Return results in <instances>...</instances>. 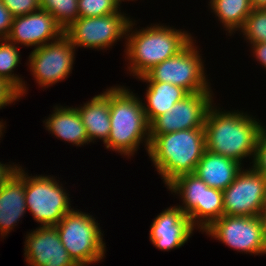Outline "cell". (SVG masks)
Wrapping results in <instances>:
<instances>
[{"label": "cell", "instance_id": "obj_16", "mask_svg": "<svg viewBox=\"0 0 266 266\" xmlns=\"http://www.w3.org/2000/svg\"><path fill=\"white\" fill-rule=\"evenodd\" d=\"M25 171L18 166L11 178L0 187V234L6 236L26 212ZM5 234V235H4Z\"/></svg>", "mask_w": 266, "mask_h": 266}, {"label": "cell", "instance_id": "obj_22", "mask_svg": "<svg viewBox=\"0 0 266 266\" xmlns=\"http://www.w3.org/2000/svg\"><path fill=\"white\" fill-rule=\"evenodd\" d=\"M209 3L215 16H218L229 33L241 30L246 18L254 9L250 0H210Z\"/></svg>", "mask_w": 266, "mask_h": 266}, {"label": "cell", "instance_id": "obj_6", "mask_svg": "<svg viewBox=\"0 0 266 266\" xmlns=\"http://www.w3.org/2000/svg\"><path fill=\"white\" fill-rule=\"evenodd\" d=\"M193 40L177 55L154 66L139 80L171 83L189 93L210 91L201 56Z\"/></svg>", "mask_w": 266, "mask_h": 266}, {"label": "cell", "instance_id": "obj_10", "mask_svg": "<svg viewBox=\"0 0 266 266\" xmlns=\"http://www.w3.org/2000/svg\"><path fill=\"white\" fill-rule=\"evenodd\" d=\"M266 177L254 167L241 169L223 190V215L260 216L265 205Z\"/></svg>", "mask_w": 266, "mask_h": 266}, {"label": "cell", "instance_id": "obj_14", "mask_svg": "<svg viewBox=\"0 0 266 266\" xmlns=\"http://www.w3.org/2000/svg\"><path fill=\"white\" fill-rule=\"evenodd\" d=\"M64 29L53 16L42 9L35 12L13 17L11 31L6 38L10 43L38 48L59 39Z\"/></svg>", "mask_w": 266, "mask_h": 266}, {"label": "cell", "instance_id": "obj_24", "mask_svg": "<svg viewBox=\"0 0 266 266\" xmlns=\"http://www.w3.org/2000/svg\"><path fill=\"white\" fill-rule=\"evenodd\" d=\"M17 48L16 44L10 43L7 39H0V78L9 82L21 97L26 92L25 82L12 73L20 63V53Z\"/></svg>", "mask_w": 266, "mask_h": 266}, {"label": "cell", "instance_id": "obj_8", "mask_svg": "<svg viewBox=\"0 0 266 266\" xmlns=\"http://www.w3.org/2000/svg\"><path fill=\"white\" fill-rule=\"evenodd\" d=\"M203 232L239 252L266 254L263 223L260 216L223 215Z\"/></svg>", "mask_w": 266, "mask_h": 266}, {"label": "cell", "instance_id": "obj_15", "mask_svg": "<svg viewBox=\"0 0 266 266\" xmlns=\"http://www.w3.org/2000/svg\"><path fill=\"white\" fill-rule=\"evenodd\" d=\"M190 218L178 206L165 209L157 215L150 227V241L161 250L183 246L193 233Z\"/></svg>", "mask_w": 266, "mask_h": 266}, {"label": "cell", "instance_id": "obj_25", "mask_svg": "<svg viewBox=\"0 0 266 266\" xmlns=\"http://www.w3.org/2000/svg\"><path fill=\"white\" fill-rule=\"evenodd\" d=\"M78 0H41L40 9L49 12L65 30L78 17Z\"/></svg>", "mask_w": 266, "mask_h": 266}, {"label": "cell", "instance_id": "obj_33", "mask_svg": "<svg viewBox=\"0 0 266 266\" xmlns=\"http://www.w3.org/2000/svg\"><path fill=\"white\" fill-rule=\"evenodd\" d=\"M251 45L253 46V54L256 56V59L266 68V42H259Z\"/></svg>", "mask_w": 266, "mask_h": 266}, {"label": "cell", "instance_id": "obj_11", "mask_svg": "<svg viewBox=\"0 0 266 266\" xmlns=\"http://www.w3.org/2000/svg\"><path fill=\"white\" fill-rule=\"evenodd\" d=\"M74 49L65 34L53 42L34 48L29 56V66L38 85L49 87L67 78L73 69Z\"/></svg>", "mask_w": 266, "mask_h": 266}, {"label": "cell", "instance_id": "obj_1", "mask_svg": "<svg viewBox=\"0 0 266 266\" xmlns=\"http://www.w3.org/2000/svg\"><path fill=\"white\" fill-rule=\"evenodd\" d=\"M243 112H223L210 106L205 119L206 150L223 155L241 164L253 156L263 126Z\"/></svg>", "mask_w": 266, "mask_h": 266}, {"label": "cell", "instance_id": "obj_21", "mask_svg": "<svg viewBox=\"0 0 266 266\" xmlns=\"http://www.w3.org/2000/svg\"><path fill=\"white\" fill-rule=\"evenodd\" d=\"M168 189L181 195L184 206L178 207L190 218L193 226H198V204H202L203 181L195 174H185L173 180Z\"/></svg>", "mask_w": 266, "mask_h": 266}, {"label": "cell", "instance_id": "obj_28", "mask_svg": "<svg viewBox=\"0 0 266 266\" xmlns=\"http://www.w3.org/2000/svg\"><path fill=\"white\" fill-rule=\"evenodd\" d=\"M13 17L26 15L40 9L36 0H0Z\"/></svg>", "mask_w": 266, "mask_h": 266}, {"label": "cell", "instance_id": "obj_31", "mask_svg": "<svg viewBox=\"0 0 266 266\" xmlns=\"http://www.w3.org/2000/svg\"><path fill=\"white\" fill-rule=\"evenodd\" d=\"M13 16L0 1V39H6L12 28Z\"/></svg>", "mask_w": 266, "mask_h": 266}, {"label": "cell", "instance_id": "obj_36", "mask_svg": "<svg viewBox=\"0 0 266 266\" xmlns=\"http://www.w3.org/2000/svg\"><path fill=\"white\" fill-rule=\"evenodd\" d=\"M2 128H4V125L2 124V122H0V137H1V135H2Z\"/></svg>", "mask_w": 266, "mask_h": 266}, {"label": "cell", "instance_id": "obj_9", "mask_svg": "<svg viewBox=\"0 0 266 266\" xmlns=\"http://www.w3.org/2000/svg\"><path fill=\"white\" fill-rule=\"evenodd\" d=\"M130 18L121 13L101 17H78L64 34L74 47L105 49L127 34Z\"/></svg>", "mask_w": 266, "mask_h": 266}, {"label": "cell", "instance_id": "obj_30", "mask_svg": "<svg viewBox=\"0 0 266 266\" xmlns=\"http://www.w3.org/2000/svg\"><path fill=\"white\" fill-rule=\"evenodd\" d=\"M19 98V92L5 79L0 78V109Z\"/></svg>", "mask_w": 266, "mask_h": 266}, {"label": "cell", "instance_id": "obj_17", "mask_svg": "<svg viewBox=\"0 0 266 266\" xmlns=\"http://www.w3.org/2000/svg\"><path fill=\"white\" fill-rule=\"evenodd\" d=\"M241 166L233 159L205 150L193 174L209 187L224 190L235 180Z\"/></svg>", "mask_w": 266, "mask_h": 266}, {"label": "cell", "instance_id": "obj_34", "mask_svg": "<svg viewBox=\"0 0 266 266\" xmlns=\"http://www.w3.org/2000/svg\"><path fill=\"white\" fill-rule=\"evenodd\" d=\"M253 8H266V0H250Z\"/></svg>", "mask_w": 266, "mask_h": 266}, {"label": "cell", "instance_id": "obj_37", "mask_svg": "<svg viewBox=\"0 0 266 266\" xmlns=\"http://www.w3.org/2000/svg\"><path fill=\"white\" fill-rule=\"evenodd\" d=\"M264 208H266V193H265V205H264Z\"/></svg>", "mask_w": 266, "mask_h": 266}, {"label": "cell", "instance_id": "obj_32", "mask_svg": "<svg viewBox=\"0 0 266 266\" xmlns=\"http://www.w3.org/2000/svg\"><path fill=\"white\" fill-rule=\"evenodd\" d=\"M18 166H7L6 164H2L0 162V187L3 186L11 176L16 172Z\"/></svg>", "mask_w": 266, "mask_h": 266}, {"label": "cell", "instance_id": "obj_2", "mask_svg": "<svg viewBox=\"0 0 266 266\" xmlns=\"http://www.w3.org/2000/svg\"><path fill=\"white\" fill-rule=\"evenodd\" d=\"M205 150L202 127L158 134L150 141L148 154L168 186L181 175L193 174Z\"/></svg>", "mask_w": 266, "mask_h": 266}, {"label": "cell", "instance_id": "obj_29", "mask_svg": "<svg viewBox=\"0 0 266 266\" xmlns=\"http://www.w3.org/2000/svg\"><path fill=\"white\" fill-rule=\"evenodd\" d=\"M253 166L259 173H262L266 177V129L262 128L257 148L255 152V158L253 160Z\"/></svg>", "mask_w": 266, "mask_h": 266}, {"label": "cell", "instance_id": "obj_7", "mask_svg": "<svg viewBox=\"0 0 266 266\" xmlns=\"http://www.w3.org/2000/svg\"><path fill=\"white\" fill-rule=\"evenodd\" d=\"M25 173V201L34 220L41 226H55L72 208L68 193L55 178Z\"/></svg>", "mask_w": 266, "mask_h": 266}, {"label": "cell", "instance_id": "obj_35", "mask_svg": "<svg viewBox=\"0 0 266 266\" xmlns=\"http://www.w3.org/2000/svg\"><path fill=\"white\" fill-rule=\"evenodd\" d=\"M260 217L263 223L264 239L266 243V208L262 210Z\"/></svg>", "mask_w": 266, "mask_h": 266}, {"label": "cell", "instance_id": "obj_13", "mask_svg": "<svg viewBox=\"0 0 266 266\" xmlns=\"http://www.w3.org/2000/svg\"><path fill=\"white\" fill-rule=\"evenodd\" d=\"M25 240V261L31 266H78L61 243L55 226H40Z\"/></svg>", "mask_w": 266, "mask_h": 266}, {"label": "cell", "instance_id": "obj_27", "mask_svg": "<svg viewBox=\"0 0 266 266\" xmlns=\"http://www.w3.org/2000/svg\"><path fill=\"white\" fill-rule=\"evenodd\" d=\"M79 17H101L121 13L116 0H78Z\"/></svg>", "mask_w": 266, "mask_h": 266}, {"label": "cell", "instance_id": "obj_12", "mask_svg": "<svg viewBox=\"0 0 266 266\" xmlns=\"http://www.w3.org/2000/svg\"><path fill=\"white\" fill-rule=\"evenodd\" d=\"M210 92L190 93L170 111L158 116L150 124V141L158 134L204 127L206 114L213 105Z\"/></svg>", "mask_w": 266, "mask_h": 266}, {"label": "cell", "instance_id": "obj_5", "mask_svg": "<svg viewBox=\"0 0 266 266\" xmlns=\"http://www.w3.org/2000/svg\"><path fill=\"white\" fill-rule=\"evenodd\" d=\"M92 215L71 209L55 225L61 243L78 266L96 263L105 256V243Z\"/></svg>", "mask_w": 266, "mask_h": 266}, {"label": "cell", "instance_id": "obj_19", "mask_svg": "<svg viewBox=\"0 0 266 266\" xmlns=\"http://www.w3.org/2000/svg\"><path fill=\"white\" fill-rule=\"evenodd\" d=\"M46 130L56 137L77 146L88 144L86 128L77 108L57 107L45 122Z\"/></svg>", "mask_w": 266, "mask_h": 266}, {"label": "cell", "instance_id": "obj_26", "mask_svg": "<svg viewBox=\"0 0 266 266\" xmlns=\"http://www.w3.org/2000/svg\"><path fill=\"white\" fill-rule=\"evenodd\" d=\"M241 30L251 44L266 42V8H254Z\"/></svg>", "mask_w": 266, "mask_h": 266}, {"label": "cell", "instance_id": "obj_18", "mask_svg": "<svg viewBox=\"0 0 266 266\" xmlns=\"http://www.w3.org/2000/svg\"><path fill=\"white\" fill-rule=\"evenodd\" d=\"M77 108L82 123L86 128L89 142L96 138L102 139L104 144L109 138L110 124V88L104 93L94 96L83 106Z\"/></svg>", "mask_w": 266, "mask_h": 266}, {"label": "cell", "instance_id": "obj_20", "mask_svg": "<svg viewBox=\"0 0 266 266\" xmlns=\"http://www.w3.org/2000/svg\"><path fill=\"white\" fill-rule=\"evenodd\" d=\"M149 83L146 90L147 105L143 103L149 125L160 115L170 111L176 102L183 100L190 93L171 83L144 81Z\"/></svg>", "mask_w": 266, "mask_h": 266}, {"label": "cell", "instance_id": "obj_3", "mask_svg": "<svg viewBox=\"0 0 266 266\" xmlns=\"http://www.w3.org/2000/svg\"><path fill=\"white\" fill-rule=\"evenodd\" d=\"M110 124L109 138L105 143L107 149L130 157L145 140L146 150L149 151L150 125L143 103L128 88H110Z\"/></svg>", "mask_w": 266, "mask_h": 266}, {"label": "cell", "instance_id": "obj_23", "mask_svg": "<svg viewBox=\"0 0 266 266\" xmlns=\"http://www.w3.org/2000/svg\"><path fill=\"white\" fill-rule=\"evenodd\" d=\"M223 216V190L209 187L203 182L202 204H198V228L206 230Z\"/></svg>", "mask_w": 266, "mask_h": 266}, {"label": "cell", "instance_id": "obj_4", "mask_svg": "<svg viewBox=\"0 0 266 266\" xmlns=\"http://www.w3.org/2000/svg\"><path fill=\"white\" fill-rule=\"evenodd\" d=\"M133 26L131 20L125 37L126 55L130 61L129 71L138 78L164 60L177 55L193 40L187 32L164 25L158 24L136 32L132 31Z\"/></svg>", "mask_w": 266, "mask_h": 266}]
</instances>
